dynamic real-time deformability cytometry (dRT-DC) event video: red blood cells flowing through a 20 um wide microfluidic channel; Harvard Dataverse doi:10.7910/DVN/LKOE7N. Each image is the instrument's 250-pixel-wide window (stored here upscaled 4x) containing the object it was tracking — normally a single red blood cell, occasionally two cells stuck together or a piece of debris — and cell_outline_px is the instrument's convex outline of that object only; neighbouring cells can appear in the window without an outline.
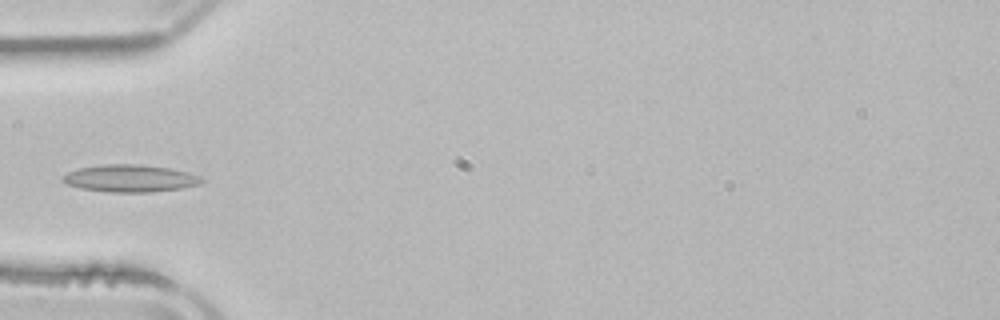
{"species": "common noctule bat (a hibernating species)", "species_latin": "Nyctalus noctula", "temperature_condition": "room temperature", "stored_images_in_passage": 4, "camera_frame_rate_fps": 3000, "um_per_image_px": 0.085, "animal": {"sex": "male", "body_mass_g": 21.5, "forearm_length_mm": 52.0}, "frame": {"image": 1, "passage_image": 4, "time_ms": 5.333, "image_size_px": [1000, 320], "cell_outline_px": [[204, 180], [200, 184], [180, 188], [152, 192], [108, 192], [80, 188], [68, 184], [60, 180], [60, 176], [68, 172], [80, 168], [104, 164], [144, 164], [168, 168], [188, 172], [200, 176]], "centroid_in_image_um": [11.04, 15.16], "position_along_channel_um": 74.0, "area_um2": 22.14}}